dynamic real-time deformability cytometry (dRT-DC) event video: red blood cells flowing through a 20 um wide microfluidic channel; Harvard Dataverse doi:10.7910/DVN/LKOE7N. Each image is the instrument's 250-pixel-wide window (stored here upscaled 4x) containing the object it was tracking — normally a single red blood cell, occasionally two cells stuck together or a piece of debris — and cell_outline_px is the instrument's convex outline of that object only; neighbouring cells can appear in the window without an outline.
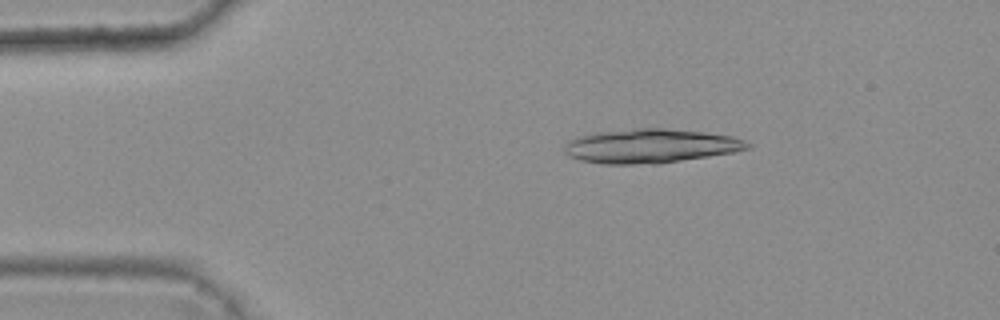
{"species": "common noctule bat (a hibernating species)", "species_latin": "Nyctalus noctula", "temperature_condition": "warm", "stored_images_in_passage": 5, "camera_frame_rate_fps": 3000, "um_per_image_px": 0.085, "animal": {"sex": "female", "body_mass_g": 25.1}, "frame": {"image": 1, "passage_image": 3, "time_ms": 0.667, "image_size_px": [1000, 320], "cell_outline_px": [[752, 144], [748, 148], [732, 152], [708, 156], [656, 164], [604, 164], [580, 160], [568, 156], [564, 152], [564, 144], [568, 140], [580, 136], [596, 132], [636, 128], [664, 128], [704, 132], [732, 136], [744, 140]], "centroid_in_image_um": [55.25, 12.41], "position_along_channel_um": 29.8, "area_um2": 36.36}}